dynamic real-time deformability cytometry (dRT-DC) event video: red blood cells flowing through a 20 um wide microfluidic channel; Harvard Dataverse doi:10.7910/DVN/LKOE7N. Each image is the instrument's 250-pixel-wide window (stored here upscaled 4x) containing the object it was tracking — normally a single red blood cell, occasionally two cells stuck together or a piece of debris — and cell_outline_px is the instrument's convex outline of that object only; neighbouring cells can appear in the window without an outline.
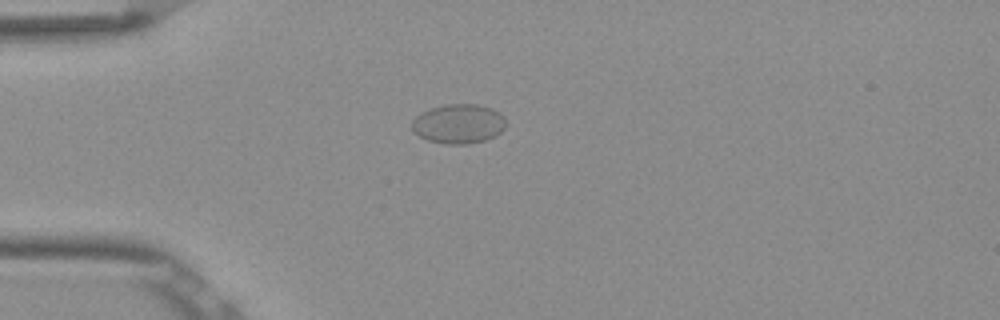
{"species": "Egyptian fruit bat (a non-hibernating species)", "species_latin": "Rousettus aegyptiacus", "temperature_condition": "room temperature", "stored_images_in_passage": 39, "camera_frame_rate_fps": 3000, "um_per_image_px": 0.085, "frame": {"image": 1, "passage_image": 1, "time_ms": 0.0, "image_size_px": [1000, 320], "cell_outline_px": [[504, 128], [500, 132], [484, 140], [468, 144], [444, 144], [428, 140], [412, 132], [412, 120], [416, 116], [432, 108], [444, 104], [476, 104], [492, 108], [500, 112], [504, 116]], "centroid_in_image_um": [38.96, 10.52], "position_along_channel_um": 46.0, "area_um2": 21.5}}
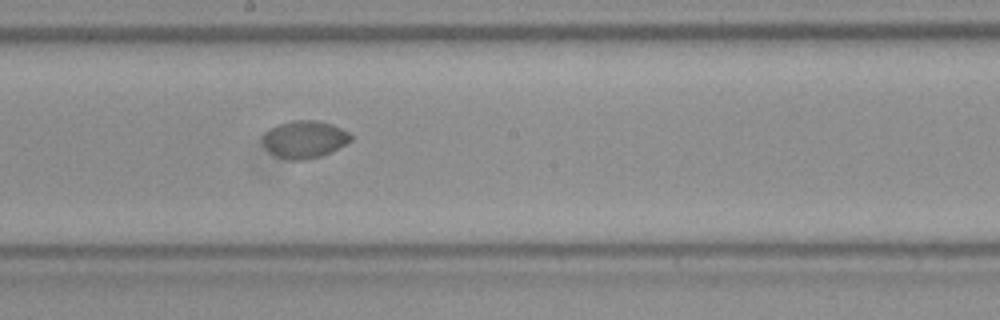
{"frame": {"image": 2, "passage_image": 16, "time_ms": 5.0, "image_size_px": [1000, 320], "cell_outline_px": [[352, 140], [320, 156], [304, 160], [288, 160], [276, 156], [264, 144], [264, 136], [276, 124], [292, 120], [316, 120], [332, 124], [348, 132], [352, 136]], "centroid_in_image_um": [25.9, 11.83], "position_along_channel_um": 222.3, "area_um2": 18.73}}
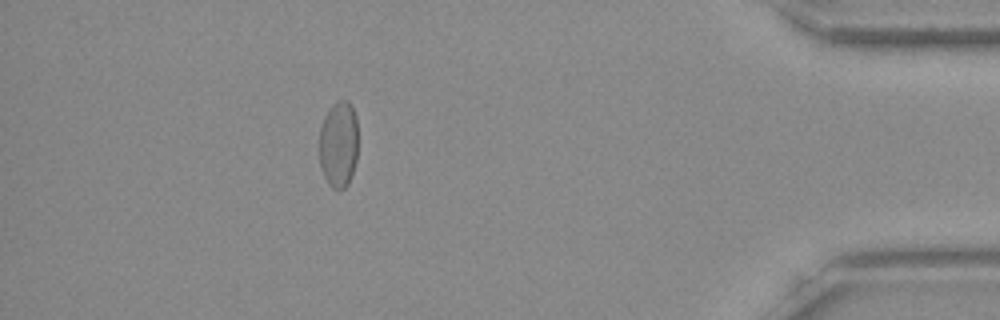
{"frame": {"image": 3, "passage_image": 34, "time_ms": 11.0, "image_size_px": [1000, 320], "cell_outline_px": [[356, 160], [352, 176], [348, 184], [340, 192], [332, 188], [328, 184], [320, 168], [320, 128], [324, 116], [332, 104], [340, 100], [348, 100], [352, 104], [356, 116]], "centroid_in_image_um": [28.77, 12.28], "position_along_channel_um": 406.4, "area_um2": 19.77}}